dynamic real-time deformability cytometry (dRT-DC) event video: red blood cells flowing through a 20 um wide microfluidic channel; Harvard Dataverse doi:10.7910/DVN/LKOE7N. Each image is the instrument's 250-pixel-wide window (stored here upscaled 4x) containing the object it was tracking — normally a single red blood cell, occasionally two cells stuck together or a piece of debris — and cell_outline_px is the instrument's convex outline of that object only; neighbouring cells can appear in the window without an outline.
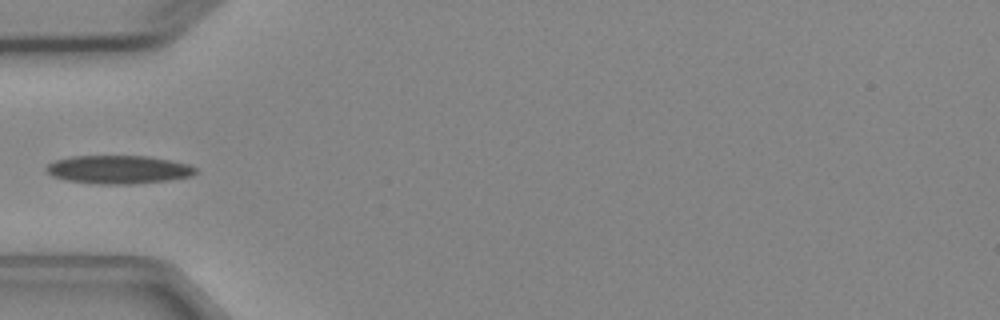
{"species": "Egyptian fruit bat (a non-hibernating species)", "species_latin": "Rousettus aegyptiacus", "temperature_condition": "cold", "stored_images_in_passage": 4, "camera_frame_rate_fps": 3000, "um_per_image_px": 0.085, "animal": {"sex": "female"}, "frame": {"image": 1, "passage_image": 3, "time_ms": 2.333, "image_size_px": [1000, 320], "cell_outline_px": [[196, 172], [192, 176], [168, 180], [132, 184], [92, 184], [64, 180], [52, 176], [44, 168], [48, 164], [56, 160], [72, 156], [148, 156], [188, 164], [196, 168]], "centroid_in_image_um": [10.03, 14.42], "position_along_channel_um": 75.0, "area_um2": 24.68}}